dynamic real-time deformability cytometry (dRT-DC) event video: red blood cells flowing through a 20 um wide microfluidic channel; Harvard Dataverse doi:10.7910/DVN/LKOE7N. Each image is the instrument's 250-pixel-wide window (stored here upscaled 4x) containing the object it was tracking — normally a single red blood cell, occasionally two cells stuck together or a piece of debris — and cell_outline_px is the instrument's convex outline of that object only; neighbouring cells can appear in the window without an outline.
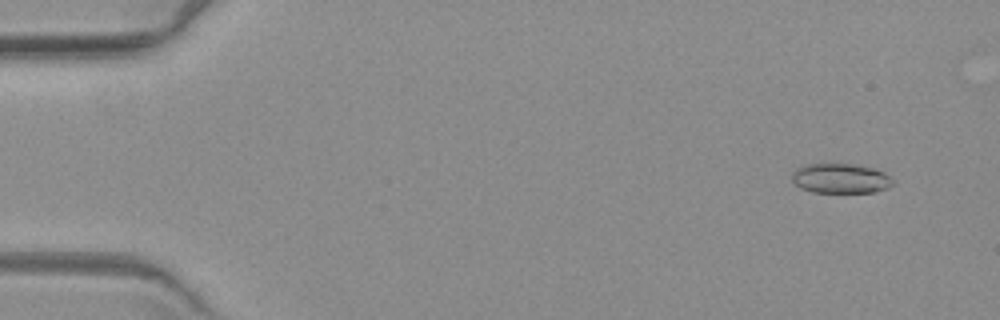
{"species": "common noctule bat (a hibernating species)", "species_latin": "Nyctalus noctula", "temperature_condition": "warm", "stored_images_in_passage": 6, "camera_frame_rate_fps": 3000, "um_per_image_px": 0.085, "animal": {"sex": "female", "body_mass_g": 19.3, "forearm_length_mm": 54.1}, "frame": {"image": 1, "passage_image": 1, "time_ms": 0.0, "image_size_px": [1000, 320], "cell_outline_px": [[896, 184], [888, 188], [872, 192], [812, 192], [800, 188], [792, 180], [792, 172], [796, 168], [804, 164], [856, 164], [876, 168], [884, 172]], "centroid_in_image_um": [71.46, 15.16], "position_along_channel_um": 13.5, "area_um2": 17.69}}